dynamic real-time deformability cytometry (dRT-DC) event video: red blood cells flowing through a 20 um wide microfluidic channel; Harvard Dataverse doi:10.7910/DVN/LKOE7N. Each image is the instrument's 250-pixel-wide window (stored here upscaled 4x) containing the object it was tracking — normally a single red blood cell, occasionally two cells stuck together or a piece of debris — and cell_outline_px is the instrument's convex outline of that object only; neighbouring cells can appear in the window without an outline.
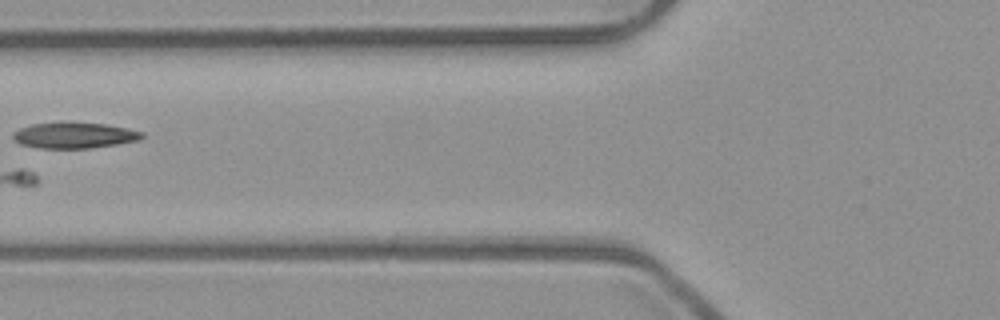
{"species": "common noctule bat (a hibernating species)", "species_latin": "Nyctalus noctula", "temperature_condition": "room temperature", "stored_images_in_passage": 5, "camera_frame_rate_fps": 3000, "um_per_image_px": 0.085, "animal": {"sex": "male", "body_mass_g": 23.1, "forearm_length_mm": 52.7}, "frame": {"image": 1, "passage_image": 4, "time_ms": 1.0, "image_size_px": [1000, 320], "cell_outline_px": [[144, 136], [136, 140], [116, 144], [92, 148], [40, 148], [20, 144], [12, 140], [12, 132], [20, 128], [32, 124], [64, 120], [104, 124], [144, 132]], "centroid_in_image_um": [6.23, 11.48], "position_along_channel_um": 119.6, "area_um2": 19.83}}